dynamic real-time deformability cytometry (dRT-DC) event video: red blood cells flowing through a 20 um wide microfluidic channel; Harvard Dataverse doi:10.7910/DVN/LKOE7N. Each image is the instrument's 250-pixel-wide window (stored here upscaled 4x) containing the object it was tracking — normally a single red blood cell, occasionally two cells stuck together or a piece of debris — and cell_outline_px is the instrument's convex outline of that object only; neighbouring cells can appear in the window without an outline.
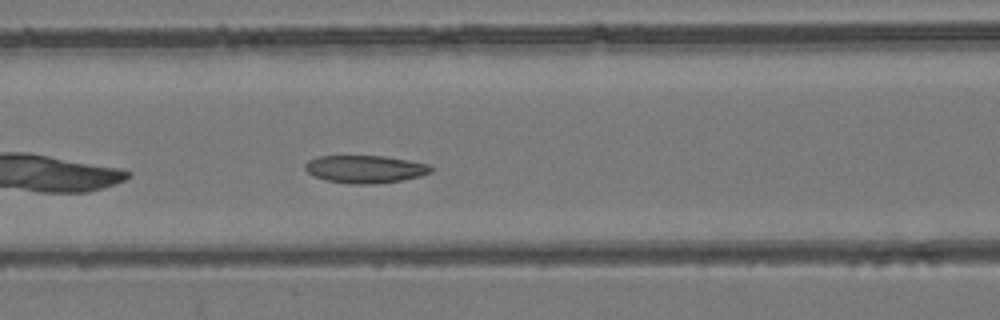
{"species": "common noctule bat (a hibernating species)", "species_latin": "Nyctalus noctula", "temperature_condition": "room temperature", "stored_images_in_passage": 32, "camera_frame_rate_fps": 3000, "um_per_image_px": 0.085, "animal": {"sex": "female", "body_mass_g": 24.6, "forearm_length_mm": 56.2}, "frame": {"image": 1, "passage_image": 8, "time_ms": 2.333, "image_size_px": [1000, 320], "cell_outline_px": [[432, 168], [428, 172], [416, 176], [400, 180], [328, 180], [316, 176], [308, 172], [308, 164], [312, 160], [320, 156], [380, 156], [404, 160], [424, 164]], "centroid_in_image_um": [31.02, 14.3], "position_along_channel_um": 135.6, "area_um2": 17.86}}
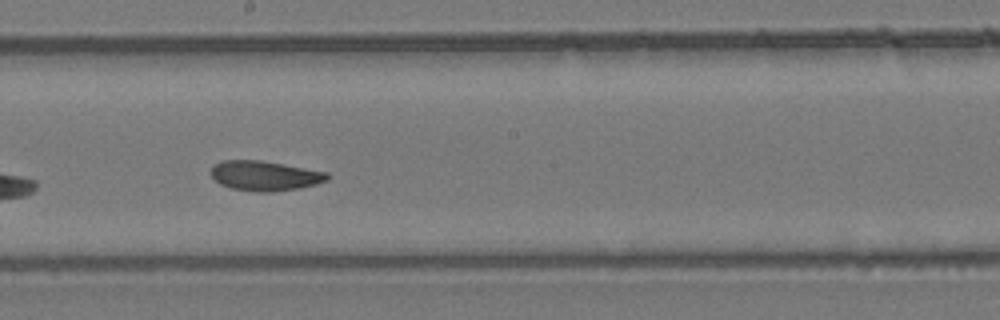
{"frame": {"image": 2, "passage_image": 15, "time_ms": 4.667, "image_size_px": [1000, 320], "cell_outline_px": [[328, 176], [324, 180], [312, 184], [296, 188], [232, 188], [216, 180], [212, 176], [212, 168], [216, 164], [224, 160], [256, 160], [280, 164], [324, 172]], "centroid_in_image_um": [22.43, 14.87], "position_along_channel_um": 225.8, "area_um2": 18.09}}
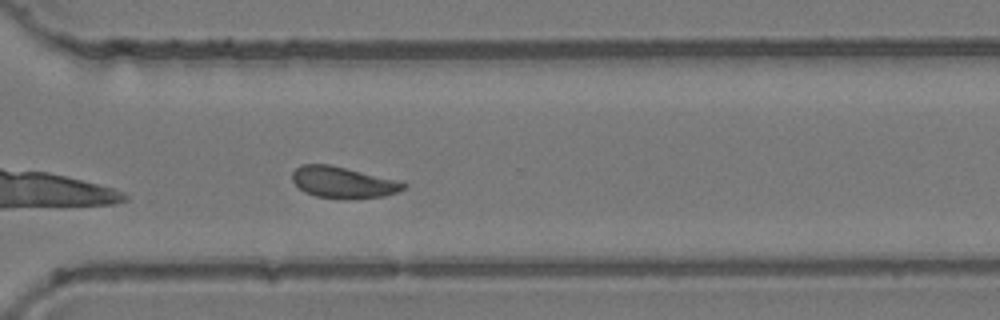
{"frame": {"image": 3, "passage_image": 24, "time_ms": 7.667, "image_size_px": [1000, 320], "cell_outline_px": [[404, 188], [396, 192], [380, 196], [316, 196], [300, 188], [292, 180], [292, 172], [296, 168], [304, 164], [328, 164], [344, 168], [404, 184]], "centroid_in_image_um": [29.01, 15.46], "position_along_channel_um": 341.6, "area_um2": 18.44}, "authors_computed_cell_mechanics": {"area_um2": 19.1029, "velocity_mm_per_s": 3.8691, "shape_relaxation_time_tau1_ms": null, "shape_relaxation_time_tau2_ms": 3.8167, "deformation_change_tau1": null, "deformation_change_tau2": 0.0881}}